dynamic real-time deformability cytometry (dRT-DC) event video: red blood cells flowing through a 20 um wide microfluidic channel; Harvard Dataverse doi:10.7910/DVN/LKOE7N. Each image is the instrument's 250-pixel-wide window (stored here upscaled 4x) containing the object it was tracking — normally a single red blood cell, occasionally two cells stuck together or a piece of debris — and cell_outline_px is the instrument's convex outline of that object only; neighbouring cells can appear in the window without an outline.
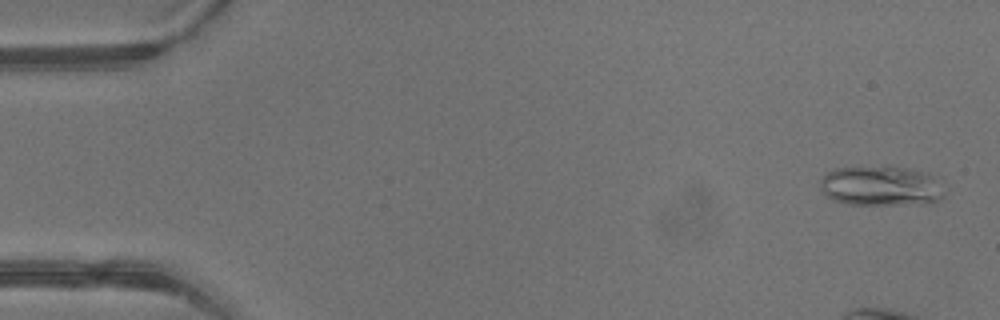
{"species": "common noctule bat (a hibernating species)", "species_latin": "Nyctalus noctula", "temperature_condition": "warm", "stored_images_in_passage": 4, "camera_frame_rate_fps": 3000, "um_per_image_px": 0.085, "animal": {"sex": "male", "body_mass_g": 13.3}, "frame": {"image": 1, "passage_image": 1, "time_ms": 0.0, "image_size_px": [1000, 320], "cell_outline_px": [[944, 196], [940, 200], [928, 204], [848, 204], [832, 200], [820, 188], [820, 180], [828, 172], [836, 168], [888, 164], [912, 168], [928, 172], [932, 176], [944, 192]], "centroid_in_image_um": [74.89, 15.77], "position_along_channel_um": 10.1, "area_um2": 29.54}}